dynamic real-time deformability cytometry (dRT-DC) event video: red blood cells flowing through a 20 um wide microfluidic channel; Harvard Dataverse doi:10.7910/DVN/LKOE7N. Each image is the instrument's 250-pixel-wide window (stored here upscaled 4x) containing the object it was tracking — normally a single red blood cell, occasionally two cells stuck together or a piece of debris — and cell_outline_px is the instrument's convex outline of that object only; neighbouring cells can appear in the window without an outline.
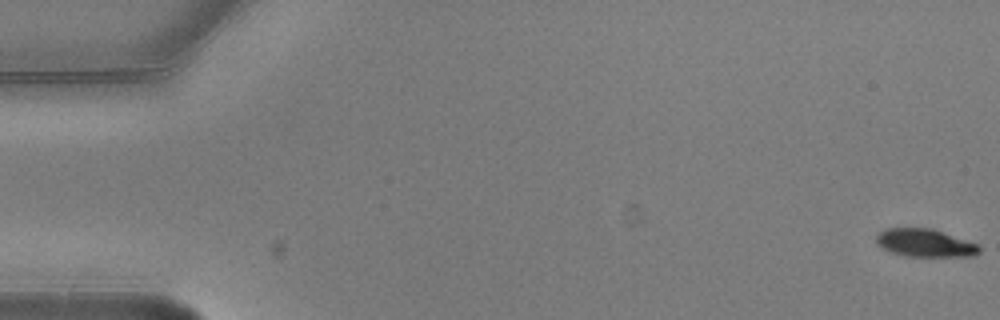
{"species": "common noctule bat (a hibernating species)", "species_latin": "Nyctalus noctula", "temperature_condition": "warm", "stored_images_in_passage": 6, "camera_frame_rate_fps": 3000, "um_per_image_px": 0.085, "animal": {"sex": "male", "body_mass_g": 20.5, "forearm_length_mm": 52.5}, "frame": {"image": 1, "passage_image": 1, "time_ms": 0.0, "image_size_px": [1000, 320], "cell_outline_px": [[980, 252], [976, 256], [904, 256], [892, 252], [876, 244], [876, 236], [884, 228], [932, 228], [976, 244], [980, 248]], "centroid_in_image_um": [78.6, 20.65], "position_along_channel_um": 6.4, "area_um2": 16.59}}
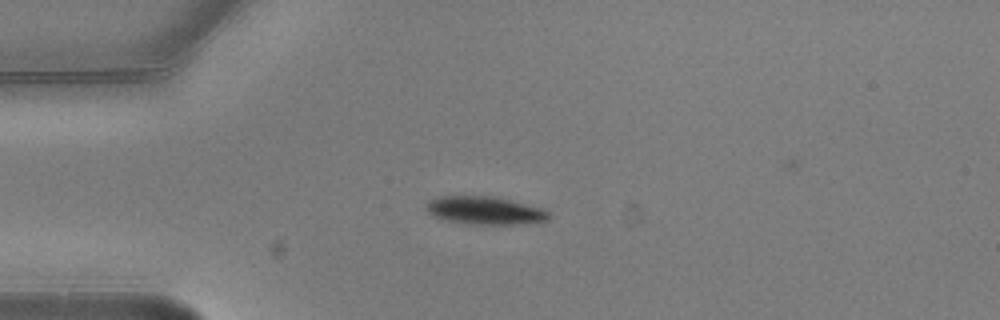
{"frame": {"image": 2, "passage_image": 5, "time_ms": 1.333, "image_size_px": [1000, 320], "cell_outline_px": [[548, 220], [516, 224], [468, 224], [448, 220], [436, 216], [428, 212], [424, 204], [440, 196], [496, 196], [544, 208], [548, 212]], "centroid_in_image_um": [41.23, 17.87], "position_along_channel_um": 43.8, "area_um2": 19.83}}